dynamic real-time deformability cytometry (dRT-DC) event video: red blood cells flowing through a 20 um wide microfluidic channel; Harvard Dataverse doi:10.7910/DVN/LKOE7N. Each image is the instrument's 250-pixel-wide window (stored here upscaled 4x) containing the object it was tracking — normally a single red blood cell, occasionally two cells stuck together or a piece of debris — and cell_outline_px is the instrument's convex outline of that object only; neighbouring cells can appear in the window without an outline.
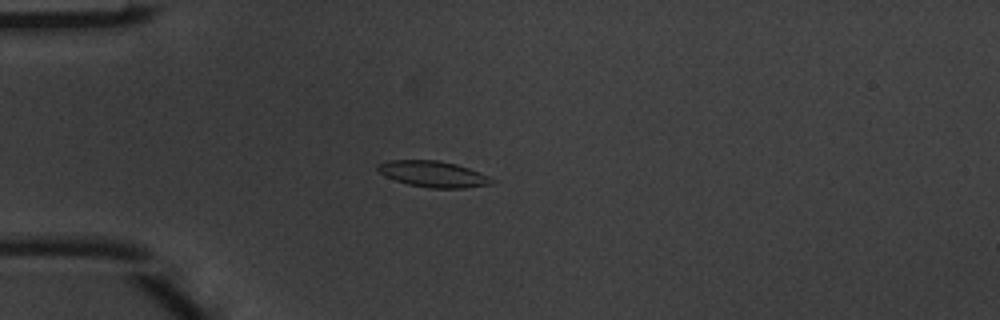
{"species": "common noctule bat (a hibernating species)", "species_latin": "Nyctalus noctula", "temperature_condition": "warm", "stored_images_in_passage": 4, "camera_frame_rate_fps": 3000, "um_per_image_px": 0.085, "animal": {"sex": "male", "body_mass_g": 20.1, "forearm_length_mm": 53.5}, "frame": {"image": 1, "passage_image": 3, "time_ms": 0.667, "image_size_px": [1000, 320], "cell_outline_px": [[496, 180], [488, 184], [464, 188], [428, 188], [408, 184], [384, 176], [376, 168], [376, 164], [388, 160], [440, 160], [456, 164], [480, 172]], "centroid_in_image_um": [36.78, 14.78], "position_along_channel_um": 48.2, "area_um2": 17.34}}